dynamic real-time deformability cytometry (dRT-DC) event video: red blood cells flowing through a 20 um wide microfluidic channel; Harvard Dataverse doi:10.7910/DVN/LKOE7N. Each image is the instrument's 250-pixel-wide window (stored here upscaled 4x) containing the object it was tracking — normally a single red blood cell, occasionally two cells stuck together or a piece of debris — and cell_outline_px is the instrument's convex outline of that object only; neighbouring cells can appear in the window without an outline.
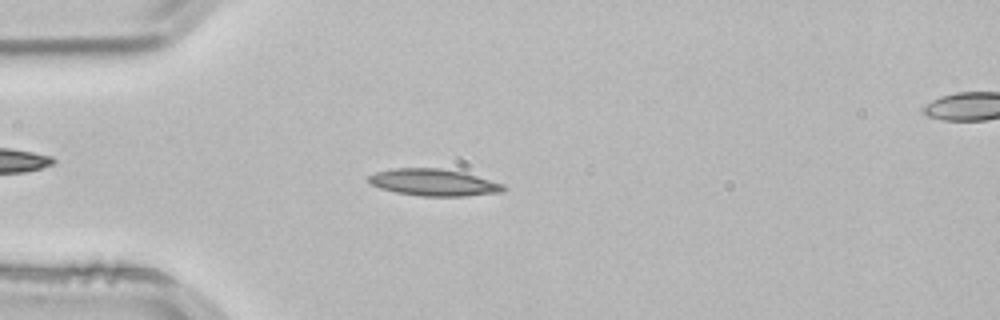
{"species": "common noctule bat (a hibernating species)", "species_latin": "Nyctalus noctula", "temperature_condition": "room temperature", "stored_images_in_passage": 21, "camera_frame_rate_fps": 3000, "um_per_image_px": 0.085, "animal": {"sex": "male", "body_mass_g": 21.5, "forearm_length_mm": 52.0}, "frame": {"image": 1, "passage_image": 5, "time_ms": 1.333, "image_size_px": [1000, 320], "cell_outline_px": [[508, 188], [500, 192], [464, 196], [420, 196], [396, 192], [380, 188], [372, 184], [368, 180], [368, 176], [376, 172], [392, 168], [440, 168], [464, 172], [504, 184]], "centroid_in_image_um": [36.87, 15.5], "position_along_channel_um": 48.1, "area_um2": 21.1}}
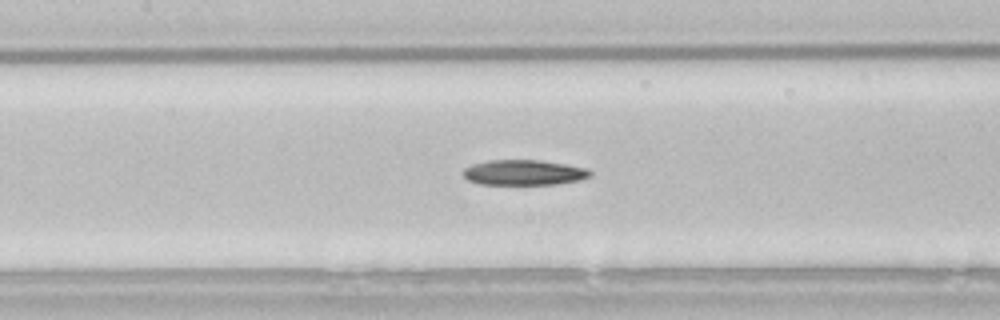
{"frame": {"image": 2, "passage_image": 15, "time_ms": 4.667, "image_size_px": [1000, 320], "cell_outline_px": [[592, 176], [580, 180], [556, 184], [480, 184], [468, 180], [464, 176], [464, 168], [472, 164], [488, 160], [540, 160], [588, 168], [592, 172]], "centroid_in_image_um": [44.56, 14.66], "position_along_channel_um": 162.8, "area_um2": 18.73}}
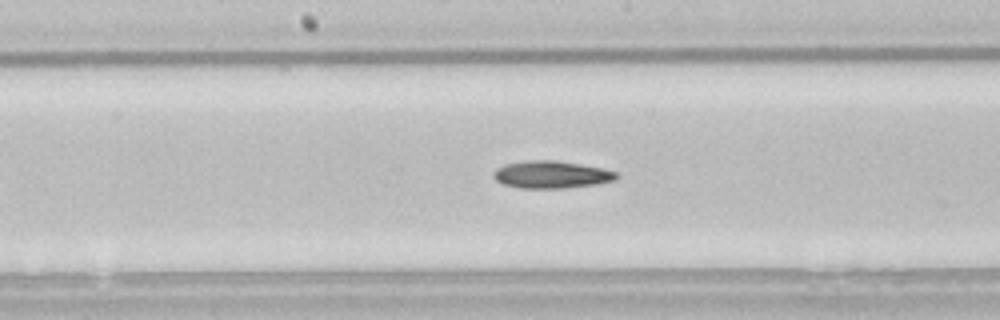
{"frame": {"image": 3, "passage_image": 18, "time_ms": 5.667, "image_size_px": [1000, 320], "cell_outline_px": [[616, 176], [612, 180], [596, 184], [564, 188], [520, 188], [504, 184], [496, 180], [492, 176], [492, 172], [496, 168], [504, 164], [528, 160], [556, 160], [580, 164], [600, 168], [616, 172]], "centroid_in_image_um": [46.78, 14.83], "position_along_channel_um": 201.4, "area_um2": 19.42}}